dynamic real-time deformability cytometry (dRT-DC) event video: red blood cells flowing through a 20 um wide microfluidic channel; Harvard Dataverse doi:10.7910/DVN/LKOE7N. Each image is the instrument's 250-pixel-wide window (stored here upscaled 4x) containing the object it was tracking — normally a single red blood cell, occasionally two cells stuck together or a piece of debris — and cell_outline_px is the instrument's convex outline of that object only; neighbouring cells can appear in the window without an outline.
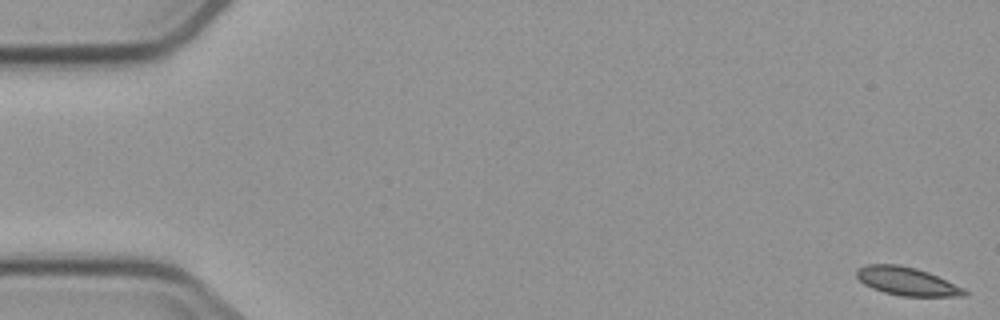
{"species": "common noctule bat (a hibernating species)", "species_latin": "Nyctalus noctula", "temperature_condition": "cold", "stored_images_in_passage": 5, "camera_frame_rate_fps": 3000, "um_per_image_px": 0.085, "animal": {"sex": "male", "body_mass_g": 23.1, "forearm_length_mm": 52.7}, "frame": {"image": 1, "passage_image": 1, "time_ms": 0.0, "image_size_px": [1000, 320], "cell_outline_px": [[968, 296], [900, 296], [884, 292], [872, 288], [864, 284], [856, 276], [856, 268], [868, 264], [900, 264], [916, 268], [928, 272], [964, 288], [968, 292]], "centroid_in_image_um": [77.07, 23.9], "position_along_channel_um": 7.9, "area_um2": 17.8}}
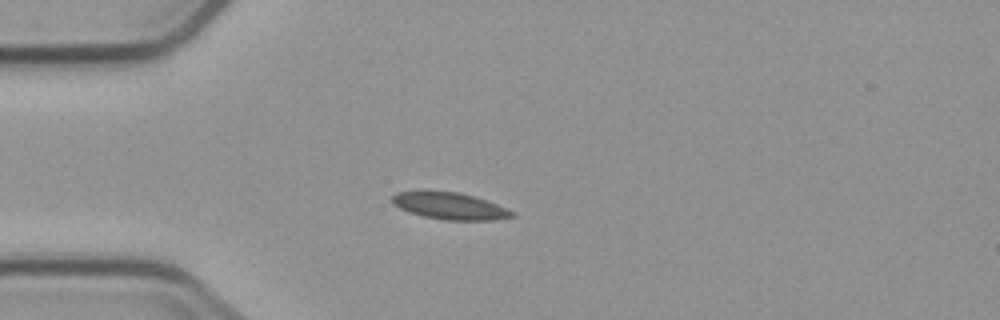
{"frame": {"image": 2, "passage_image": 5, "time_ms": 4.667, "image_size_px": [1000, 320], "cell_outline_px": [[516, 216], [492, 220], [444, 220], [424, 216], [400, 208], [392, 204], [392, 196], [396, 192], [424, 188], [460, 192], [476, 196], [516, 212]], "centroid_in_image_um": [38.19, 17.45], "position_along_channel_um": 46.8, "area_um2": 19.42}}